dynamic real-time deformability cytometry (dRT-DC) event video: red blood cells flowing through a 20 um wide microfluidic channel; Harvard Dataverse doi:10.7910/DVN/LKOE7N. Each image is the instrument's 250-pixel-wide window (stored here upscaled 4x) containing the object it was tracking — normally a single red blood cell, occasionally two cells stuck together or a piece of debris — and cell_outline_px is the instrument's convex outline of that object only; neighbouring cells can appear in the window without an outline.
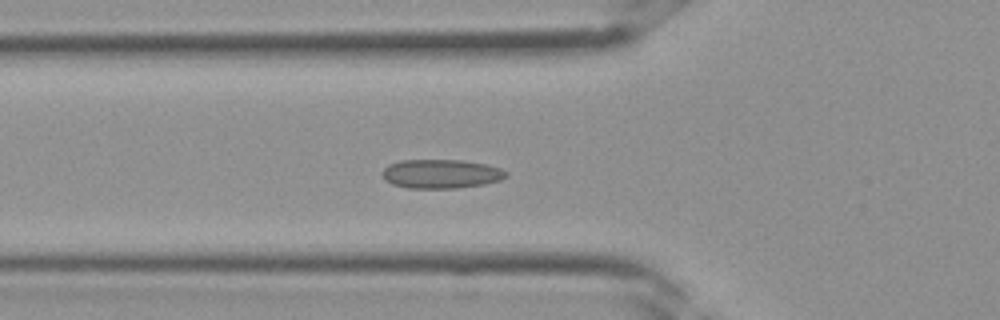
{"species": "Egyptian fruit bat (a non-hibernating species)", "species_latin": "Rousettus aegyptiacus", "temperature_condition": "room temperature", "stored_images_in_passage": 30, "camera_frame_rate_fps": 3000, "um_per_image_px": 0.085, "frame": {"image": 1, "passage_image": 6, "time_ms": 1.667, "image_size_px": [1000, 320], "cell_outline_px": [[508, 176], [500, 180], [484, 184], [456, 188], [408, 188], [392, 184], [384, 180], [380, 172], [388, 164], [400, 160], [464, 160], [484, 164], [500, 168], [508, 172]], "centroid_in_image_um": [37.46, 14.77], "position_along_channel_um": 88.3, "area_um2": 21.1}}
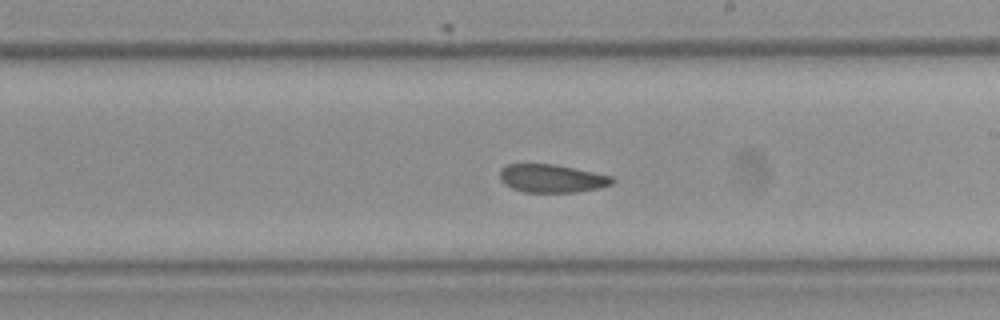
{"frame": {"image": 2, "passage_image": 14, "time_ms": 4.333, "image_size_px": [1000, 320], "cell_outline_px": [[616, 180], [612, 184], [600, 188], [576, 192], [524, 192], [512, 188], [504, 184], [500, 180], [500, 168], [508, 164], [556, 164], [612, 176]], "centroid_in_image_um": [46.91, 15.16], "position_along_channel_um": 242.1, "area_um2": 18.55}}
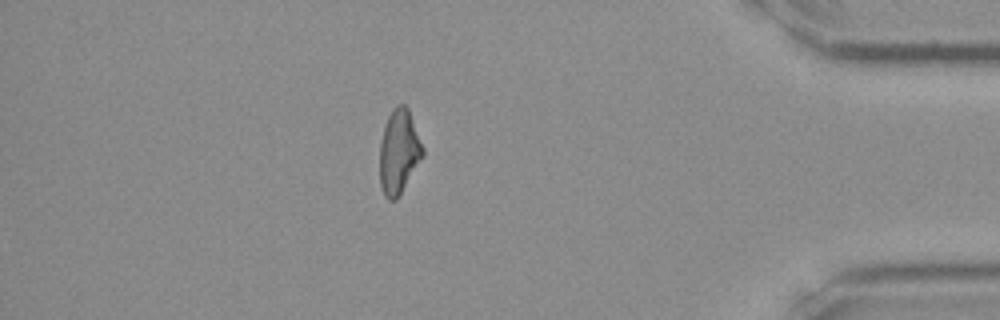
{"frame": {"image": 3, "passage_image": 30, "time_ms": 9.667, "image_size_px": [1000, 320], "cell_outline_px": [[424, 156], [396, 200], [388, 200], [384, 196], [380, 188], [380, 144], [384, 128], [388, 116], [392, 108], [396, 104], [404, 104], [408, 108], [424, 148]], "centroid_in_image_um": [33.91, 12.9], "position_along_channel_um": 401.3, "area_um2": 21.21}}